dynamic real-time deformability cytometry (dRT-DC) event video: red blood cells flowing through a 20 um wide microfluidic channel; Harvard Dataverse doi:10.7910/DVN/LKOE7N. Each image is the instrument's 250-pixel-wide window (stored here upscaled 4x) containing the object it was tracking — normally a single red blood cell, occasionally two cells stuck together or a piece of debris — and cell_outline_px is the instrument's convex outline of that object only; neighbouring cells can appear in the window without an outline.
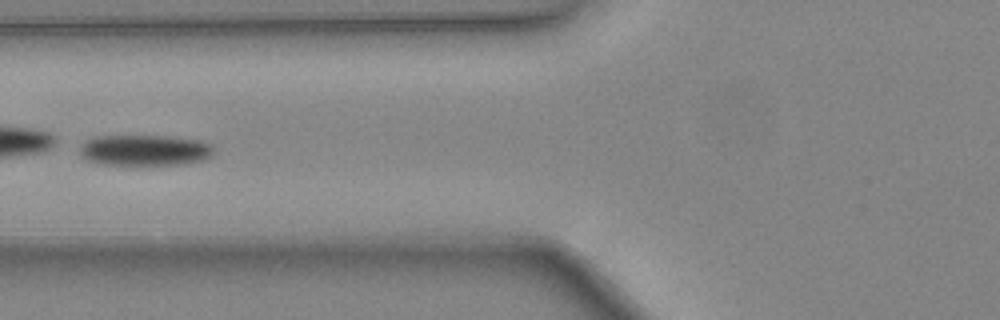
{"species": "common noctule bat (a hibernating species)", "species_latin": "Nyctalus noctula", "temperature_condition": "warm", "stored_images_in_passage": 38, "camera_frame_rate_fps": 3000, "um_per_image_px": 0.085, "animal": {"sex": "female", "body_mass_g": 24.6, "forearm_length_mm": 56.2}, "frame": {"image": 1, "passage_image": 22, "time_ms": 7.0, "image_size_px": [1000, 320], "cell_outline_px": [[216, 152], [212, 156], [204, 160], [184, 164], [100, 164], [88, 160], [80, 152], [80, 148], [88, 140], [96, 136], [168, 136], [200, 140], [212, 144]], "centroid_in_image_um": [12.4, 12.76], "position_along_channel_um": 113.4, "area_um2": 24.04}}
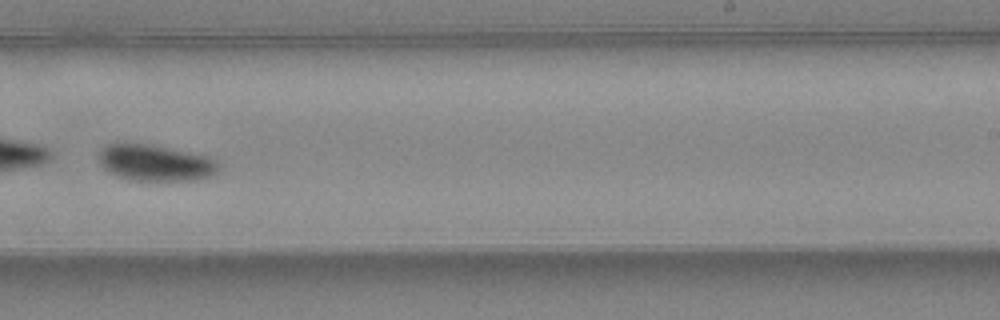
{"frame": {"image": 2, "passage_image": 33, "time_ms": 10.667, "image_size_px": [1000, 320], "cell_outline_px": [[220, 168], [212, 176], [196, 180], [128, 180], [116, 176], [108, 172], [100, 164], [96, 156], [96, 152], [104, 144], [112, 140], [124, 140], [152, 144], [208, 156], [216, 160], [220, 164]], "centroid_in_image_um": [13.08, 13.78], "position_along_channel_um": 275.9, "area_um2": 26.65}}